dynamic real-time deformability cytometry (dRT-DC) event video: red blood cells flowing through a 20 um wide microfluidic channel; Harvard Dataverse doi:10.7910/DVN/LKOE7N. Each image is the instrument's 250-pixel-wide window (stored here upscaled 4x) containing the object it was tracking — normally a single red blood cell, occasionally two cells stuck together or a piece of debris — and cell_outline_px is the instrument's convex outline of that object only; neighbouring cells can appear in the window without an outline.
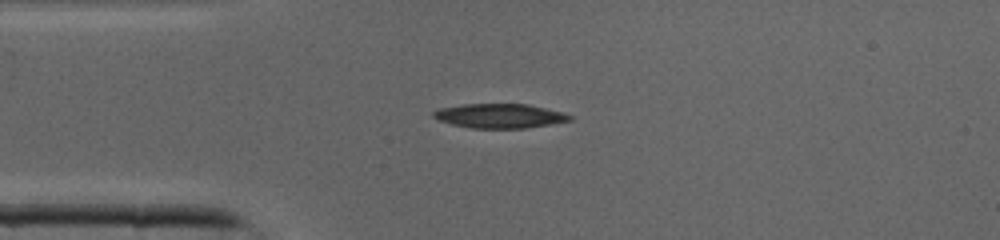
{"species": "common noctule bat (a hibernating species)", "species_latin": "Nyctalus noctula", "temperature_condition": "cold", "stored_images_in_passage": 34, "segment_of_instrument_passage": [1, 2], "camera_frame_rate_fps": 3000, "um_per_image_px": 0.085, "animal": {"sex": "male", "body_mass_g": 19.0, "forearm_length_mm": 50.8}, "frame": {"image": 1, "passage_image": 1, "time_ms": 0.0, "image_size_px": [1000, 240], "cell_outline_px": [[572, 120], [524, 128], [472, 128], [452, 124], [440, 120], [432, 116], [432, 112], [440, 108], [464, 104], [528, 104], [564, 112], [572, 116]], "centroid_in_image_um": [42.48, 9.84], "position_along_channel_um": 42.5, "area_um2": 19.19}}
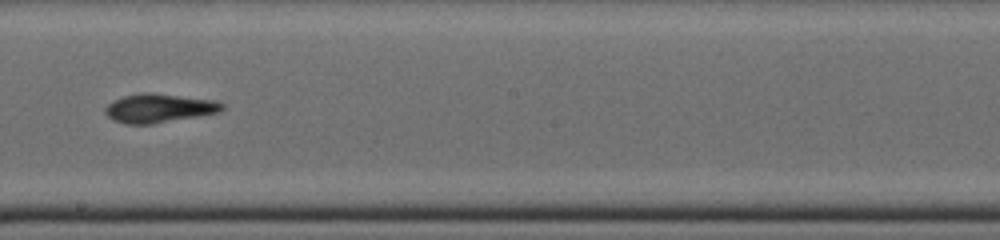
{"frame": {"image": 2, "passage_image": 14, "time_ms": 4.333, "image_size_px": [1000, 240], "cell_outline_px": [[224, 108], [220, 112], [152, 124], [128, 124], [116, 120], [108, 116], [104, 112], [104, 108], [108, 104], [124, 96], [140, 92], [148, 92], [216, 100], [224, 104]], "centroid_in_image_um": [13.54, 9.19], "position_along_channel_um": 234.7, "area_um2": 19.48}}
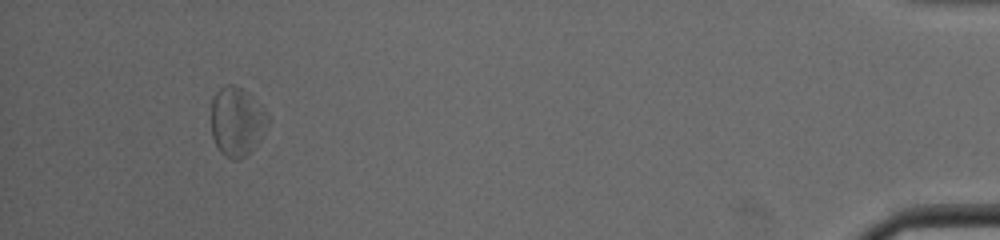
{"frame": {"image": 3, "passage_image": 30, "time_ms": 9.667, "image_size_px": [1000, 240], "cell_outline_px": [[268, 124], [252, 148], [240, 160], [232, 160], [224, 156], [220, 152], [212, 136], [212, 96], [220, 88], [228, 84], [232, 84], [240, 88], [268, 112]], "centroid_in_image_um": [20.1, 10.34], "position_along_channel_um": 415.1, "area_um2": 22.31}}